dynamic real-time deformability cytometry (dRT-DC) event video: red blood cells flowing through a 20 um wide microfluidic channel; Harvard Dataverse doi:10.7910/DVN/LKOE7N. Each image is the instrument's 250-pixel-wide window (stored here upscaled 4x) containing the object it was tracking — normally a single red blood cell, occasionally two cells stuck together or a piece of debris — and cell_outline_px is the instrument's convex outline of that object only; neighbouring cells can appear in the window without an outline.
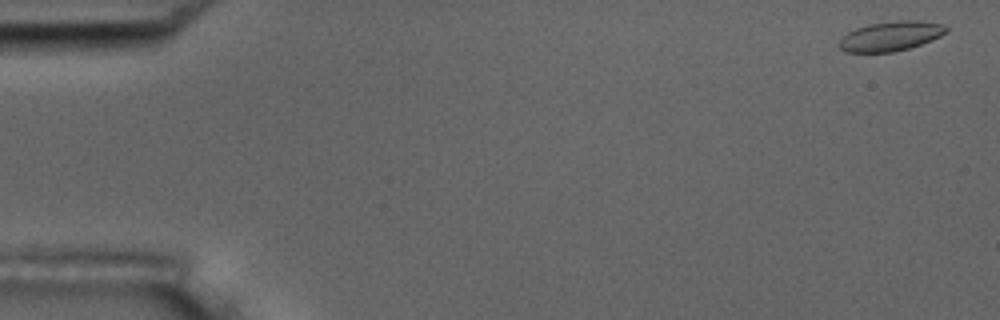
{"species": "common noctule bat (a hibernating species)", "species_latin": "Nyctalus noctula", "temperature_condition": "room temperature", "stored_images_in_passage": 6, "camera_frame_rate_fps": 3000, "um_per_image_px": 0.085, "animal": {"sex": "male", "body_mass_g": 17.5, "forearm_length_mm": 52.3}, "frame": {"image": 1, "passage_image": 1, "time_ms": 0.0, "image_size_px": [1000, 320], "cell_outline_px": [[948, 28], [940, 36], [932, 40], [908, 48], [892, 52], [844, 52], [836, 44], [848, 32], [856, 28], [868, 24], [896, 20], [920, 20], [940, 24]], "centroid_in_image_um": [75.66, 3.07], "position_along_channel_um": 9.3, "area_um2": 18.38}}
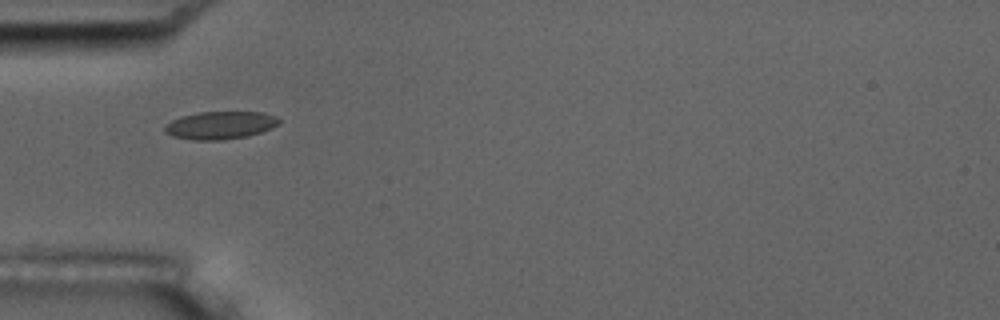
{"frame": {"image": 2, "passage_image": 5, "time_ms": 5.333, "image_size_px": [1000, 320], "cell_outline_px": [[280, 124], [272, 128], [248, 136], [220, 140], [192, 140], [172, 136], [164, 132], [164, 124], [180, 116], [200, 112], [264, 112], [276, 116], [280, 120]], "centroid_in_image_um": [18.71, 10.64], "position_along_channel_um": 66.3, "area_um2": 18.67}}